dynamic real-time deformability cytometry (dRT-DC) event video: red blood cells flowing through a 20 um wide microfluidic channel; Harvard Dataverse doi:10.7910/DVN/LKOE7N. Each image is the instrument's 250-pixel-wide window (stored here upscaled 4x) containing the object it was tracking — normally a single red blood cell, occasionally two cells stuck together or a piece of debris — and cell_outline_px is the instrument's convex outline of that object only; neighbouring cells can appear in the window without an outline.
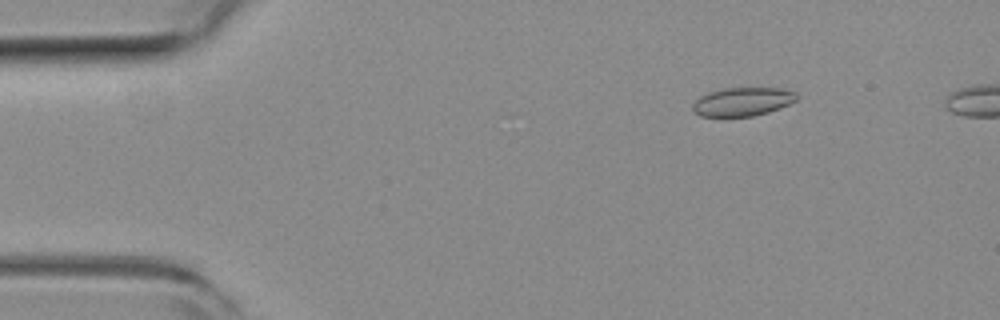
{"species": "common noctule bat (a hibernating species)", "species_latin": "Nyctalus noctula", "temperature_condition": "room temperature", "stored_images_in_passage": 39, "camera_frame_rate_fps": 3000, "um_per_image_px": 0.085, "animal": {"sex": "female", "body_mass_g": 19.3, "forearm_length_mm": 54.1}, "frame": {"image": 1, "passage_image": 1, "time_ms": 0.0, "image_size_px": [1000, 320], "cell_outline_px": [[800, 96], [796, 100], [780, 108], [768, 112], [752, 116], [700, 116], [692, 108], [692, 104], [700, 96], [708, 92], [724, 88], [780, 88], [796, 92]], "centroid_in_image_um": [63.14, 8.63], "position_along_channel_um": 21.9, "area_um2": 17.28}}
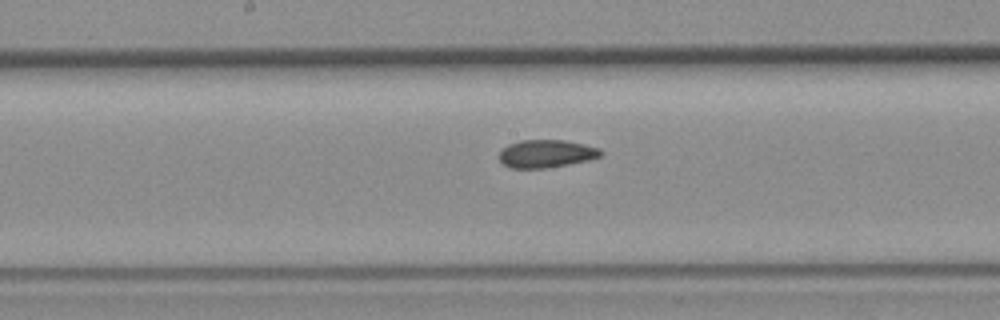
{"frame": {"image": 2, "passage_image": 21, "time_ms": 6.667, "image_size_px": [1000, 320], "cell_outline_px": [[604, 152], [600, 156], [588, 160], [568, 164], [544, 168], [512, 168], [504, 164], [500, 160], [500, 152], [508, 144], [520, 140], [564, 140], [584, 144], [600, 148]], "centroid_in_image_um": [46.45, 13.05], "position_along_channel_um": 201.7, "area_um2": 16.36}}
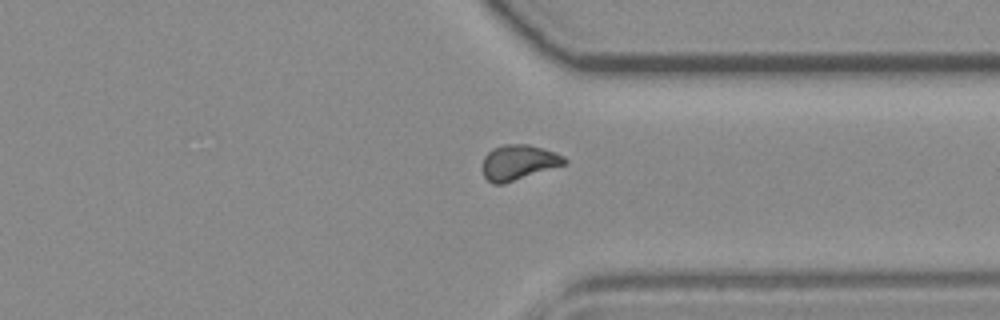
{"frame": {"image": 3, "passage_image": 34, "time_ms": 11.0, "image_size_px": [1000, 320], "cell_outline_px": [[568, 164], [504, 184], [492, 184], [484, 176], [484, 156], [492, 148], [504, 144], [528, 144], [544, 148], [556, 152], [564, 156], [568, 160]], "centroid_in_image_um": [44.14, 13.8], "position_along_channel_um": 367.3, "area_um2": 17.05}, "authors_computed_cell_mechanics": {"area_um2": 16.9932, "velocity_mm_per_s": 3.8429, "shape_relaxation_time_tau1_ms": null, "shape_relaxation_time_tau2_ms": 3.032, "deformation_change_tau1": null, "deformation_change_tau2": 0.065}}